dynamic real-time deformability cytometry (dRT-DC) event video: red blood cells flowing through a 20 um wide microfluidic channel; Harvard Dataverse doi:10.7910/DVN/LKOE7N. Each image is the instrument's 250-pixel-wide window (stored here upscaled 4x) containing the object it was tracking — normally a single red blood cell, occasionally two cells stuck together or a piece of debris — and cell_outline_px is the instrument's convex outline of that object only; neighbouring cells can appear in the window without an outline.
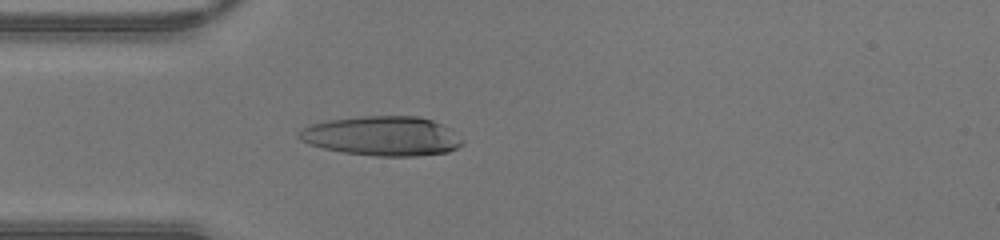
{"species": "human", "species_latin": "Homo sapiens", "temperature_condition": "warm", "stored_images_in_passage": 45, "camera_frame_rate_fps": 3000, "um_per_image_px": 0.085, "donor": {"sex": "male"}, "frame": {"image": 1, "passage_image": 13, "time_ms": 4.0, "image_size_px": [1000, 240], "cell_outline_px": [[464, 144], [448, 152], [416, 156], [376, 156], [344, 152], [324, 148], [308, 144], [300, 140], [296, 136], [296, 132], [300, 128], [324, 120], [364, 116], [420, 116], [432, 120], [452, 128], [464, 140]], "centroid_in_image_um": [32.49, 11.55], "position_along_channel_um": 52.5, "area_um2": 38.09}}
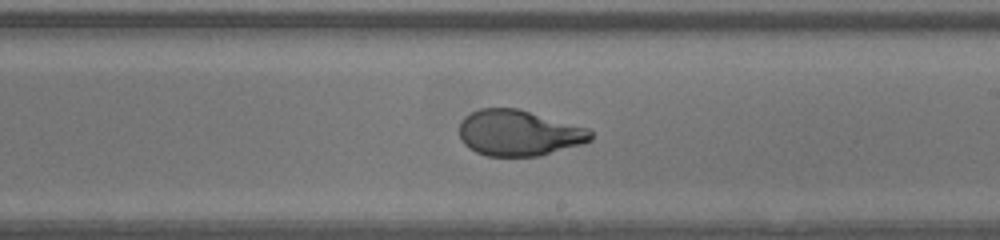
{"frame": {"image": 2, "passage_image": 26, "time_ms": 8.333, "image_size_px": [1000, 240], "cell_outline_px": [[592, 140], [584, 144], [540, 156], [488, 156], [476, 152], [468, 148], [460, 140], [460, 124], [464, 116], [480, 108], [520, 108], [588, 128], [592, 132]], "centroid_in_image_um": [44.12, 11.3], "position_along_channel_um": 244.9, "area_um2": 35.49}}
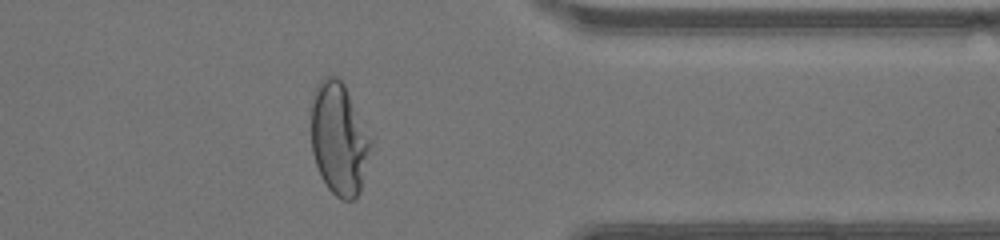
{"frame": {"image": 3, "passage_image": 36, "time_ms": 11.667, "image_size_px": [1000, 240], "cell_outline_px": [[372, 144], [360, 192], [356, 200], [344, 200], [336, 196], [328, 188], [320, 176], [312, 152], [312, 104], [316, 88], [320, 80], [324, 76], [340, 76], [344, 84]], "centroid_in_image_um": [28.8, 11.84], "position_along_channel_um": 382.6, "area_um2": 38.49}}